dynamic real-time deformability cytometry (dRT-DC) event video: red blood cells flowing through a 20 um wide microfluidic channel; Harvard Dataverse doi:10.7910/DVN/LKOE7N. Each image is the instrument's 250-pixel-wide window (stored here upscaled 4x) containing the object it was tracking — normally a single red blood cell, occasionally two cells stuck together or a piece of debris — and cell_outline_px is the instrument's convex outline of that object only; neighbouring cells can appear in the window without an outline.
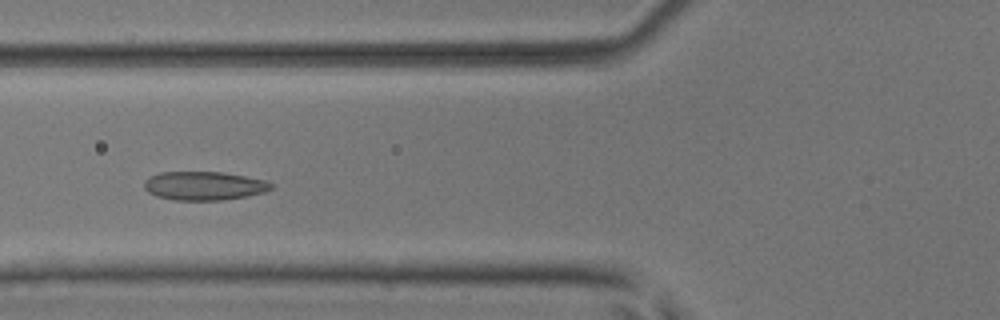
{"species": "common noctule bat (a hibernating species)", "species_latin": "Nyctalus noctula", "temperature_condition": "room temperature", "stored_images_in_passage": 48, "camera_frame_rate_fps": 3000, "um_per_image_px": 0.085, "animal": {"sex": "male", "body_mass_g": 17.9, "forearm_length_mm": 54.2}, "frame": {"image": 1, "passage_image": 17, "time_ms": 5.333, "image_size_px": [1000, 320], "cell_outline_px": [[276, 184], [272, 188], [264, 192], [248, 196], [220, 200], [172, 200], [156, 196], [148, 192], [144, 188], [144, 180], [148, 176], [160, 172], [224, 172], [264, 180]], "centroid_in_image_um": [17.33, 15.79], "position_along_channel_um": 108.5, "area_um2": 21.39}}
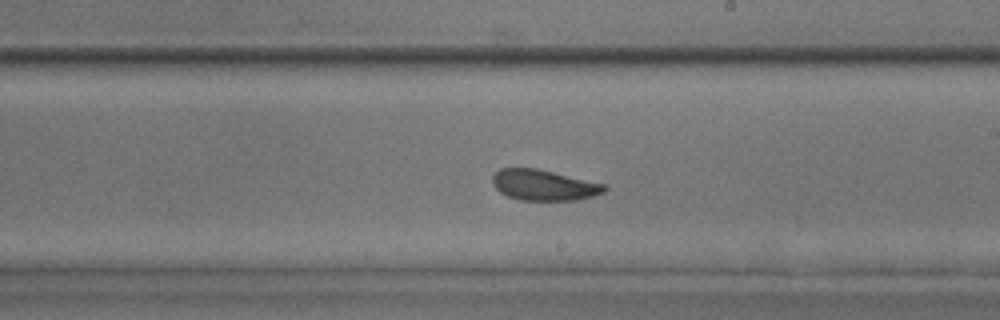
{"frame": {"image": 2, "passage_image": 27, "time_ms": 8.667, "image_size_px": [1000, 320], "cell_outline_px": [[608, 188], [604, 192], [592, 196], [576, 200], [520, 200], [508, 196], [500, 192], [492, 184], [492, 176], [500, 168], [536, 168], [604, 184]], "centroid_in_image_um": [46.2, 15.73], "position_along_channel_um": 242.8, "area_um2": 19.88}}
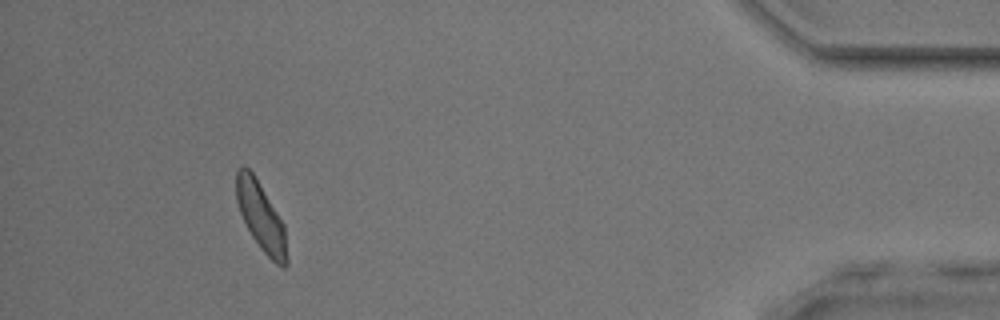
{"frame": {"image": 3, "passage_image": 44, "time_ms": 14.333, "image_size_px": [1000, 320], "cell_outline_px": [[288, 264], [284, 268], [276, 264], [260, 248], [252, 236], [240, 212], [236, 200], [236, 168], [244, 164], [252, 172], [284, 224], [288, 260]], "centroid_in_image_um": [22.18, 18.42], "position_along_channel_um": 413.0, "area_um2": 19.94}, "authors_computed_cell_mechanics": {"area_um2": 20.4323, "velocity_mm_per_s": 4.0496, "shape_relaxation_time_tau1_ms": 2.7433, "shape_relaxation_time_tau2_ms": 1.2774, "deformation_change_tau1": 0.0865, "deformation_change_tau2": 0.0593}}